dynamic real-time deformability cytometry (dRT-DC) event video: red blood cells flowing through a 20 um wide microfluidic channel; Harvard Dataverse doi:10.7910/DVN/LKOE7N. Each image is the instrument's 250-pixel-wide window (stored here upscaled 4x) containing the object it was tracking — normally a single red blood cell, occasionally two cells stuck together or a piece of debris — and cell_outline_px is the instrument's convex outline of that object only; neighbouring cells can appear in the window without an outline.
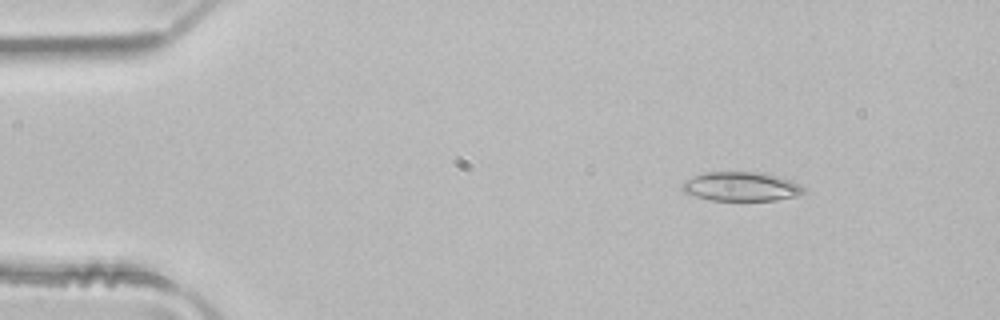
{"species": "common noctule bat (a hibernating species)", "species_latin": "Nyctalus noctula", "temperature_condition": "room temperature", "stored_images_in_passage": 4, "camera_frame_rate_fps": 3000, "um_per_image_px": 0.085, "animal": {"sex": "male", "body_mass_g": 21.5, "forearm_length_mm": 52.0}, "frame": {"image": 1, "passage_image": 2, "time_ms": 0.333, "image_size_px": [1000, 320], "cell_outline_px": [[804, 192], [796, 196], [776, 200], [712, 200], [696, 196], [684, 192], [680, 188], [680, 184], [684, 180], [692, 176], [704, 172], [756, 172], [776, 176], [800, 184], [804, 188]], "centroid_in_image_um": [62.93, 15.85], "position_along_channel_um": 22.1, "area_um2": 20.52}}